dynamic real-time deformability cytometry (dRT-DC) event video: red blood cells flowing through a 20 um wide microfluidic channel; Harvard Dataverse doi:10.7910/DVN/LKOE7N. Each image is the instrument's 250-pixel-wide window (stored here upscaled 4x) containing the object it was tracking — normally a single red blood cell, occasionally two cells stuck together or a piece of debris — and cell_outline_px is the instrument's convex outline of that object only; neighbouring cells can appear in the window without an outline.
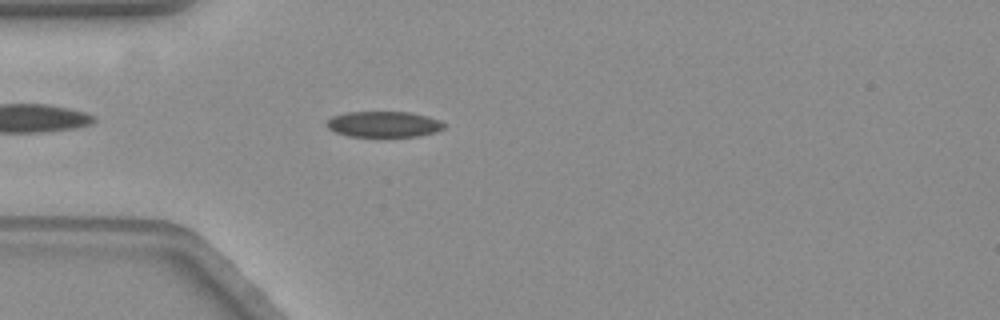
{"species": "common noctule bat (a hibernating species)", "species_latin": "Nyctalus noctula", "temperature_condition": "warm", "stored_images_in_passage": 46, "camera_frame_rate_fps": 3000, "um_per_image_px": 0.085, "animal": {"sex": "female", "body_mass_g": 19.3, "forearm_length_mm": 54.1}, "frame": {"image": 1, "passage_image": 5, "time_ms": 1.333, "image_size_px": [1000, 320], "cell_outline_px": [[444, 128], [436, 132], [416, 136], [380, 140], [348, 136], [336, 132], [328, 128], [328, 120], [332, 116], [348, 112], [408, 112], [424, 116], [436, 120], [444, 124]], "centroid_in_image_um": [32.58, 10.62], "position_along_channel_um": 52.4, "area_um2": 18.21}}
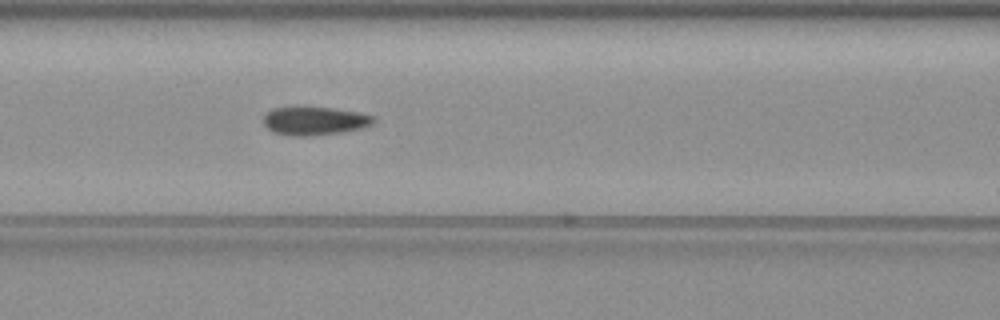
{"frame": {"image": 2, "passage_image": 13, "time_ms": 4.0, "image_size_px": [1000, 320], "cell_outline_px": [[376, 120], [372, 124], [360, 128], [344, 132], [312, 136], [288, 136], [272, 132], [264, 124], [264, 116], [272, 108], [332, 108], [356, 112], [372, 116]], "centroid_in_image_um": [26.72, 10.3], "position_along_channel_um": 139.9, "area_um2": 17.98}}
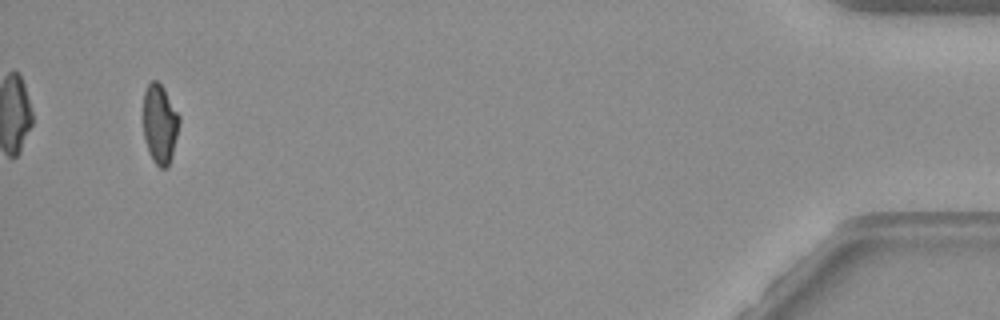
{"frame": {"image": 3, "passage_image": 44, "time_ms": 14.333, "image_size_px": [1000, 320], "cell_outline_px": [[180, 120], [172, 156], [168, 168], [160, 168], [152, 160], [148, 152], [144, 136], [144, 92], [148, 84], [152, 80], [156, 80], [164, 88], [180, 116]], "centroid_in_image_um": [13.59, 10.55], "position_along_channel_um": 421.6, "area_um2": 16.65}, "authors_computed_cell_mechanics": {"area_um2": 18.3226, "velocity_mm_per_s": 3.5553, "shape_relaxation_time_tau1_ms": 8.0945, "shape_relaxation_time_tau2_ms": 2.2776, "deformation_change_tau1": 0.1699, "deformation_change_tau2": 0.0547}}